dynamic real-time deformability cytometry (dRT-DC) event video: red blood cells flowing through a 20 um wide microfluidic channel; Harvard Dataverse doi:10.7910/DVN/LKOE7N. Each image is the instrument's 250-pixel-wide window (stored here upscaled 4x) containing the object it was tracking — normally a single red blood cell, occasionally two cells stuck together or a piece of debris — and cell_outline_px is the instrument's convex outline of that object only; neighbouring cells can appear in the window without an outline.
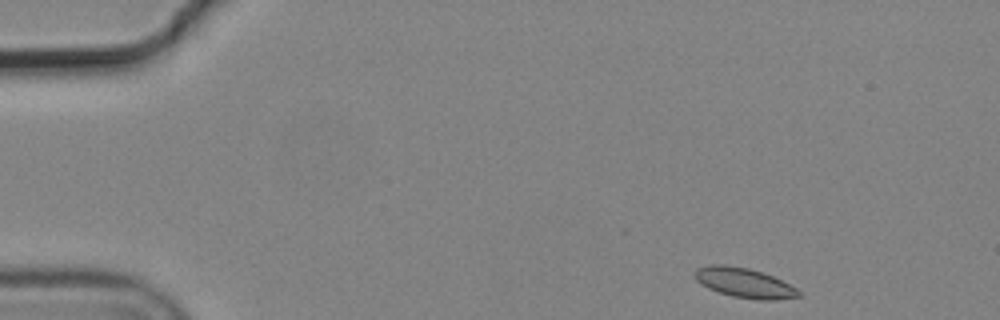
{"species": "common noctule bat (a hibernating species)", "species_latin": "Nyctalus noctula", "temperature_condition": "cold", "stored_images_in_passage": 4, "camera_frame_rate_fps": 3000, "um_per_image_px": 0.085, "animal": {"sex": "male", "body_mass_g": 19.2, "forearm_length_mm": 51.8}, "frame": {"image": 1, "passage_image": 1, "time_ms": 0.0, "image_size_px": [1000, 320], "cell_outline_px": [[804, 296], [776, 300], [760, 300], [732, 296], [708, 288], [700, 284], [692, 276], [692, 272], [696, 268], [708, 264], [724, 264], [748, 268], [764, 272], [796, 288]], "centroid_in_image_um": [63.22, 24.03], "position_along_channel_um": 21.8, "area_um2": 18.26}}
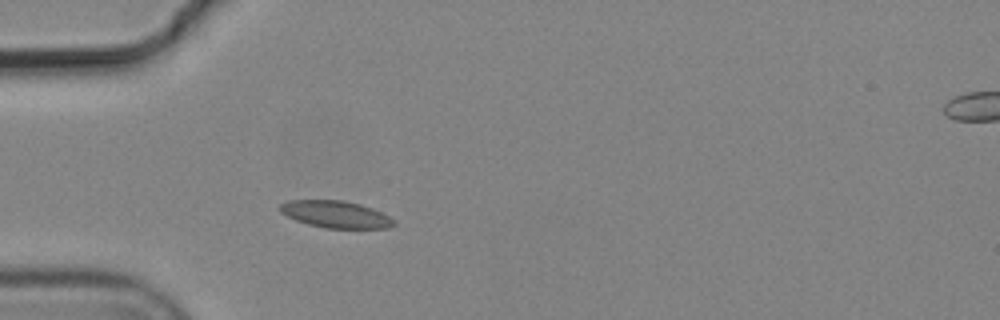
{"frame": {"image": 2, "passage_image": 3, "time_ms": 0.667, "image_size_px": [1000, 320], "cell_outline_px": [[396, 224], [388, 228], [324, 228], [308, 224], [296, 220], [280, 212], [280, 204], [288, 200], [344, 200], [360, 204], [372, 208], [396, 220]], "centroid_in_image_um": [28.54, 18.21], "position_along_channel_um": 56.5, "area_um2": 17.92}}